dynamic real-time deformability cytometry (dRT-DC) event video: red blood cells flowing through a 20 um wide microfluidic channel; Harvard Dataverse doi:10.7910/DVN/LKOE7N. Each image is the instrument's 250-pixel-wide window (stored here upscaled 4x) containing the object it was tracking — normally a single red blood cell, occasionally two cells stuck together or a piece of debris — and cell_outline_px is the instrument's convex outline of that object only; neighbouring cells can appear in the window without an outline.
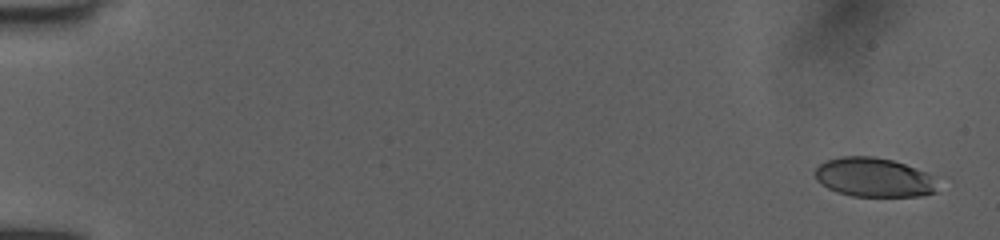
{"species": "human", "species_latin": "Homo sapiens", "temperature_condition": "room temperature", "stored_images_in_passage": 49, "camera_frame_rate_fps": 3000, "um_per_image_px": 0.085, "donor": {"sex": "female"}, "frame": {"image": 1, "passage_image": 1, "time_ms": 0.0, "image_size_px": [1000, 240], "cell_outline_px": [[936, 192], [920, 196], [852, 196], [836, 192], [828, 188], [816, 180], [816, 168], [820, 164], [828, 160], [840, 156], [872, 156], [892, 160], [904, 164], [924, 172], [932, 176]], "centroid_in_image_um": [74.23, 15.08], "position_along_channel_um": 10.8, "area_um2": 27.63}}
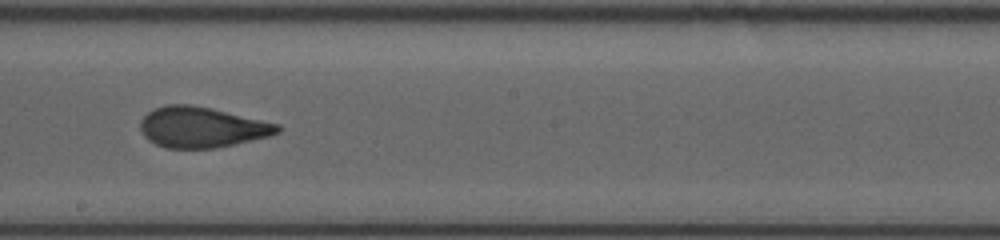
{"frame": {"image": 2, "passage_image": 30, "time_ms": 9.667, "image_size_px": [1000, 240], "cell_outline_px": [[280, 132], [268, 136], [216, 148], [164, 148], [148, 140], [144, 136], [140, 128], [140, 120], [148, 112], [164, 104], [188, 104], [208, 108], [280, 124]], "centroid_in_image_um": [17.11, 10.82], "position_along_channel_um": 231.1, "area_um2": 32.14}}
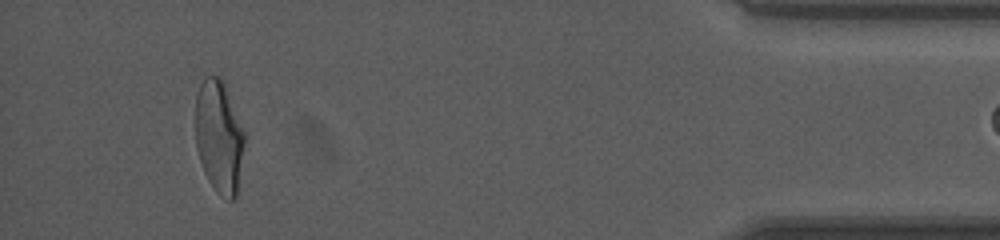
{"frame": {"image": 3, "passage_image": 48, "time_ms": 15.667, "image_size_px": [1000, 240], "cell_outline_px": [[244, 144], [236, 196], [232, 200], [228, 200], [220, 196], [216, 192], [208, 180], [204, 172], [196, 148], [196, 92], [204, 76], [220, 76], [224, 80], [244, 132]], "centroid_in_image_um": [18.6, 11.59], "position_along_channel_um": 416.6, "area_um2": 32.25}}